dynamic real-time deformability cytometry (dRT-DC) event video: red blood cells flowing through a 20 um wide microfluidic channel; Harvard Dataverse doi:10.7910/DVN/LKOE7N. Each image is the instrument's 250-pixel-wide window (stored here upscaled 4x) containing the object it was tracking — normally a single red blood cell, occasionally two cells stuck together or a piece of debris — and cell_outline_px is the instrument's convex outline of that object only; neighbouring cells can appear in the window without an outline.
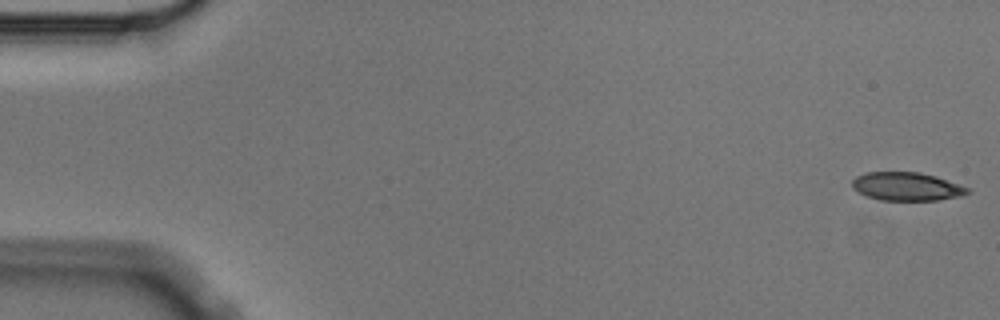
{"species": "Egyptian fruit bat (a non-hibernating species)", "species_latin": "Rousettus aegyptiacus", "temperature_condition": "cold", "stored_images_in_passage": 5, "camera_frame_rate_fps": 3000, "um_per_image_px": 0.085, "animal": {"sex": "male"}, "frame": {"image": 1, "passage_image": 1, "time_ms": 0.0, "image_size_px": [1000, 320], "cell_outline_px": [[972, 192], [960, 196], [940, 200], [880, 200], [864, 196], [852, 188], [852, 180], [856, 176], [868, 172], [920, 172], [936, 176], [972, 188]], "centroid_in_image_um": [77.1, 15.85], "position_along_channel_um": 7.9, "area_um2": 19.36}}
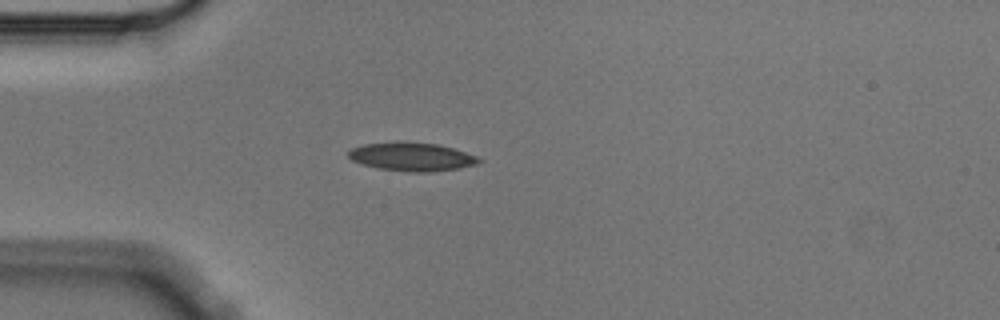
{"frame": {"image": 2, "passage_image": 5, "time_ms": 1.333, "image_size_px": [1000, 320], "cell_outline_px": [[480, 164], [460, 168], [432, 172], [408, 172], [380, 168], [364, 164], [352, 160], [348, 156], [348, 152], [352, 148], [364, 144], [400, 140], [440, 144], [476, 156], [480, 160]], "centroid_in_image_um": [35.01, 13.3], "position_along_channel_um": 50.0, "area_um2": 21.85}}